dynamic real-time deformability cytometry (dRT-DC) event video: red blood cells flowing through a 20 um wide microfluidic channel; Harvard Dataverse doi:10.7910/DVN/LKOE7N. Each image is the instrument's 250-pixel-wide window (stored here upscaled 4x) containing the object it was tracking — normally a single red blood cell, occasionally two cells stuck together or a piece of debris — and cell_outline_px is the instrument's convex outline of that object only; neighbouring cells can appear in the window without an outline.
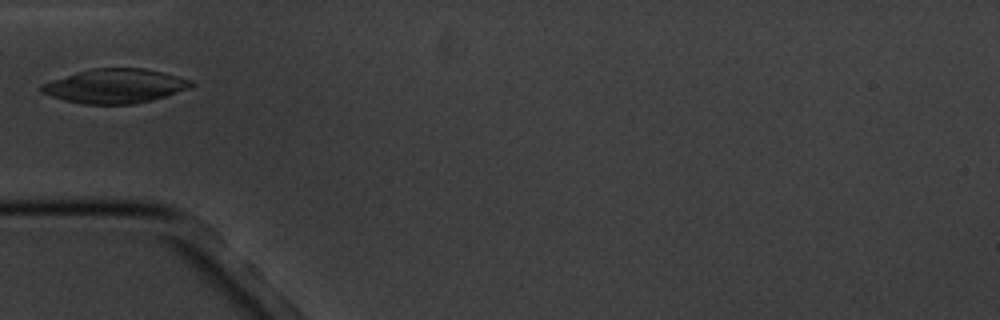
{"species": "common noctule bat (a hibernating species)", "species_latin": "Nyctalus noctula", "temperature_condition": "cold", "stored_images_in_passage": 5, "camera_frame_rate_fps": 3000, "um_per_image_px": 0.085, "animal": {"sex": "male", "body_mass_g": 20.1, "forearm_length_mm": 53.5}, "frame": {"image": 1, "passage_image": 5, "time_ms": 4.667, "image_size_px": [1000, 320], "cell_outline_px": [[196, 84], [188, 88], [152, 100], [132, 104], [84, 104], [64, 100], [40, 92], [40, 84], [52, 80], [92, 68], [144, 68], [164, 72], [192, 80]], "centroid_in_image_um": [9.79, 7.31], "position_along_channel_um": 75.2, "area_um2": 29.71}}